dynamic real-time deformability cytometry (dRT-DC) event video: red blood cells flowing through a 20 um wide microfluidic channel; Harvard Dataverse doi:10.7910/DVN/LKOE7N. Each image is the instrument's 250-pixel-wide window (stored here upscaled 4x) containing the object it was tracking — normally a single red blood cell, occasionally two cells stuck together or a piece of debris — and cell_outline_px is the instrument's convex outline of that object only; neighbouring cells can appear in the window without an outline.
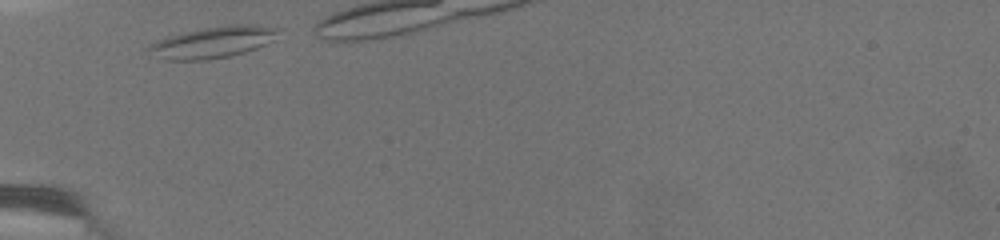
{"species": "common noctule bat (a hibernating species)", "species_latin": "Nyctalus noctula", "temperature_condition": "warm", "stored_images_in_passage": 8, "camera_frame_rate_fps": 3000, "um_per_image_px": 0.085, "animal": {"sex": "female", "body_mass_g": 19.5, "forearm_length_mm": 54.1}, "frame": {"image": 1, "passage_image": 1, "time_ms": 0.0, "image_size_px": [1000, 240], "cell_outline_px": [[284, 28], [276, 40], [256, 48], [244, 52], [228, 56], [208, 60], [164, 60], [144, 48], [168, 36], [204, 28], [236, 24], [252, 24]], "centroid_in_image_um": [18.21, 3.58], "position_along_channel_um": 66.8, "area_um2": 23.76}}